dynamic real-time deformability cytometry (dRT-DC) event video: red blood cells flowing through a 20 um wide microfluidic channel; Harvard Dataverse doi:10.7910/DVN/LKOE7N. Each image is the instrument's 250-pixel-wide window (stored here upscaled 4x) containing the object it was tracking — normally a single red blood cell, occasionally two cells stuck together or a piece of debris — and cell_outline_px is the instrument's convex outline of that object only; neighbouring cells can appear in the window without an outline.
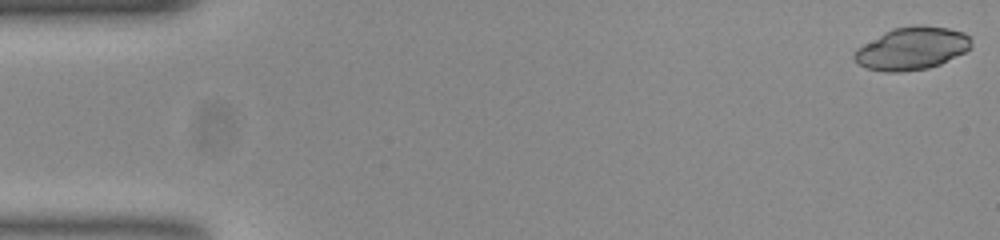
{"species": "common noctule bat (a hibernating species)", "species_latin": "Nyctalus noctula", "temperature_condition": "room temperature", "stored_images_in_passage": 54, "camera_frame_rate_fps": 3000, "um_per_image_px": 0.085, "animal": {"sex": "female", "body_mass_g": 23.0, "forearm_length_mm": 53.4}, "frame": {"image": 1, "passage_image": 1, "time_ms": 0.0, "image_size_px": [1000, 240], "cell_outline_px": [[972, 48], [940, 64], [928, 68], [900, 72], [884, 72], [864, 68], [852, 56], [852, 52], [856, 48], [884, 32], [892, 28], [912, 24], [920, 24], [948, 28], [964, 32], [972, 40]], "centroid_in_image_um": [77.49, 4.1], "position_along_channel_um": 7.5, "area_um2": 29.42}}
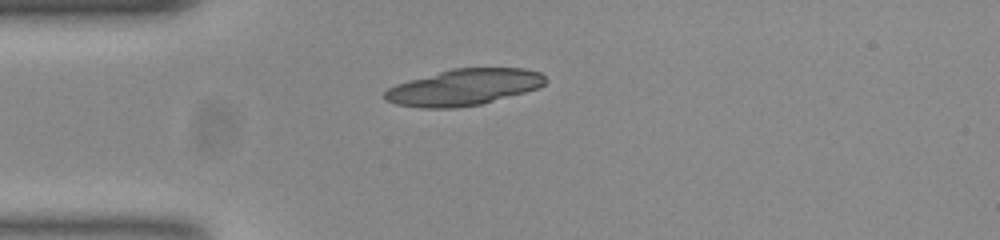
{"frame": {"image": 2, "passage_image": 14, "time_ms": 4.333, "image_size_px": [1000, 240], "cell_outline_px": [[548, 80], [540, 88], [480, 104], [452, 108], [420, 108], [396, 104], [384, 100], [384, 92], [388, 88], [396, 84], [408, 80], [452, 68], [524, 68], [540, 72]], "centroid_in_image_um": [39.42, 7.41], "position_along_channel_um": 45.6, "area_um2": 34.04}}